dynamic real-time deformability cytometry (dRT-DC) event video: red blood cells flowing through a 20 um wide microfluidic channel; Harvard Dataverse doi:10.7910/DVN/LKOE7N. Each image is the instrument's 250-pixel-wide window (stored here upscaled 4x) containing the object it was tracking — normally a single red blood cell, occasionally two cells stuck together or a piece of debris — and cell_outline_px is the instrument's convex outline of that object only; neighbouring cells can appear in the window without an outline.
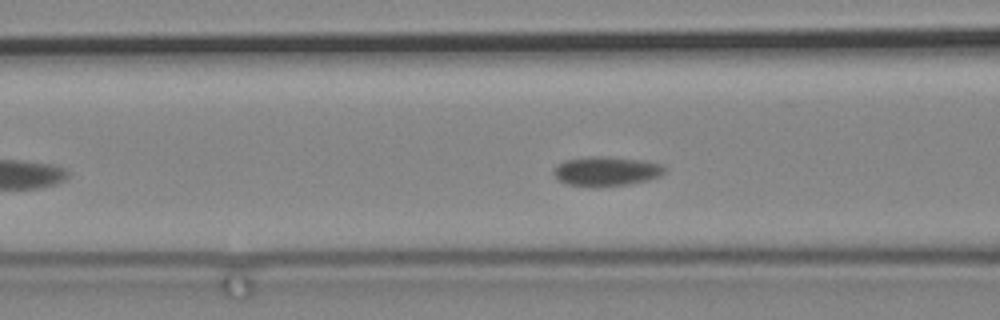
{"species": "common noctule bat (a hibernating species)", "species_latin": "Nyctalus noctula", "temperature_condition": "cold", "stored_images_in_passage": 35, "camera_frame_rate_fps": 3000, "um_per_image_px": 0.085, "animal": {"sex": "male", "body_mass_g": 19.2, "forearm_length_mm": 51.8}, "frame": {"image": 1, "passage_image": 7, "time_ms": 2.0, "image_size_px": [1000, 320], "cell_outline_px": [[664, 172], [660, 176], [648, 180], [628, 184], [596, 188], [592, 188], [568, 184], [560, 180], [552, 172], [556, 164], [564, 160], [592, 156], [608, 156], [640, 160], [660, 164], [664, 168]], "centroid_in_image_um": [51.49, 14.56], "position_along_channel_um": 115.1, "area_um2": 19.19}}
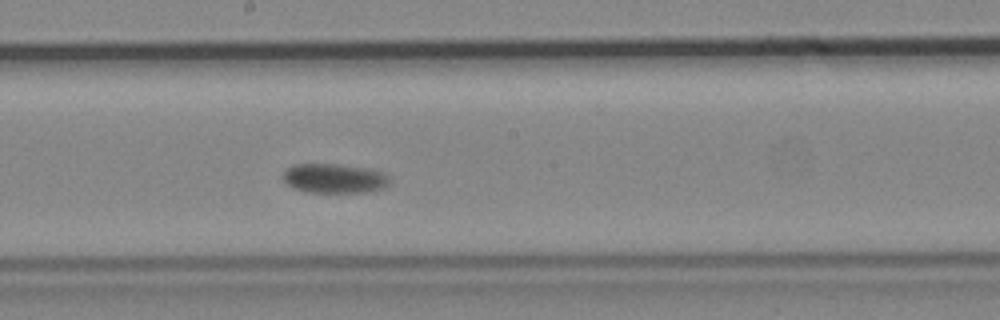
{"frame": {"image": 2, "passage_image": 18, "time_ms": 5.667, "image_size_px": [1000, 320], "cell_outline_px": [[388, 184], [384, 188], [368, 192], [308, 192], [292, 188], [284, 180], [284, 168], [292, 164], [340, 164], [368, 168], [384, 172], [388, 176]], "centroid_in_image_um": [28.41, 15.15], "position_along_channel_um": 219.8, "area_um2": 18.44}}
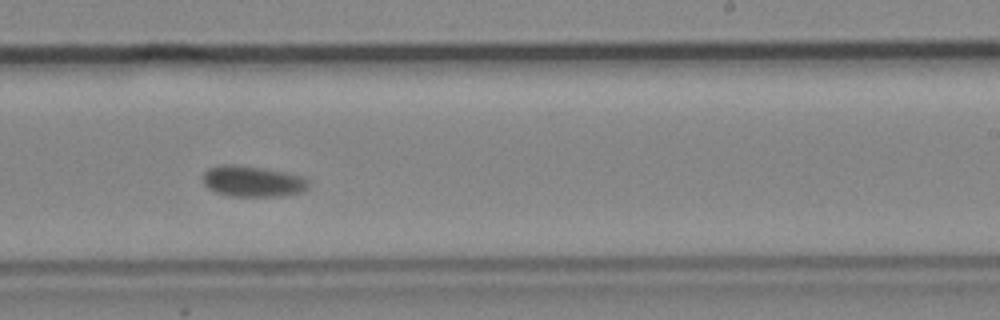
{"frame": {"image": 3, "passage_image": 23, "time_ms": 7.333, "image_size_px": [1000, 320], "cell_outline_px": [[308, 188], [304, 192], [284, 196], [232, 196], [216, 192], [208, 188], [204, 184], [204, 172], [208, 168], [220, 164], [236, 164], [264, 168], [304, 176], [308, 180]], "centroid_in_image_um": [21.5, 15.41], "position_along_channel_um": 267.5, "area_um2": 19.25}}